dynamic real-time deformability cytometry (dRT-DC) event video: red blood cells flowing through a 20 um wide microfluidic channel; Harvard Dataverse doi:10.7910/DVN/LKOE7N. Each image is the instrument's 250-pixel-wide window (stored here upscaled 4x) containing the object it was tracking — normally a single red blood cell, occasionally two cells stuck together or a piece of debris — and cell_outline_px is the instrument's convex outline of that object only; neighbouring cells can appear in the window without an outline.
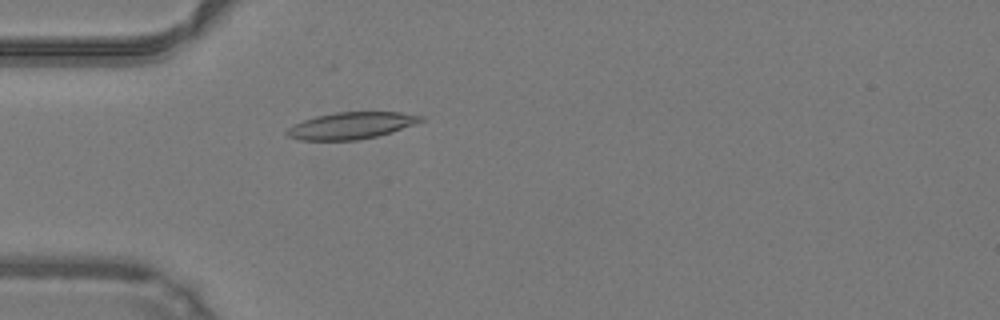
{"species": "common noctule bat (a hibernating species)", "species_latin": "Nyctalus noctula", "temperature_condition": "warm", "stored_images_in_passage": 32, "camera_frame_rate_fps": 3000, "um_per_image_px": 0.085, "animal": {"sex": "male", "body_mass_g": 19.2, "forearm_length_mm": 51.8}, "frame": {"image": 1, "passage_image": 8, "time_ms": 2.333, "image_size_px": [1000, 320], "cell_outline_px": [[424, 120], [416, 124], [392, 132], [376, 136], [356, 140], [300, 140], [288, 136], [284, 132], [292, 124], [316, 116], [336, 112], [400, 112], [424, 116]], "centroid_in_image_um": [29.85, 10.67], "position_along_channel_um": 55.1, "area_um2": 20.92}}
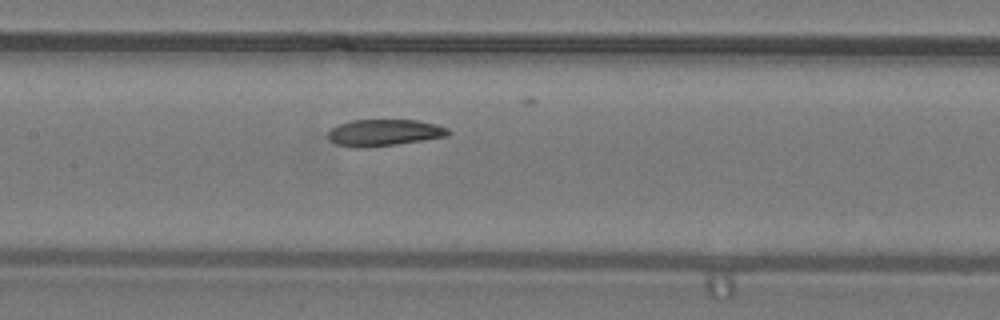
{"frame": {"image": 2, "passage_image": 17, "time_ms": 5.333, "image_size_px": [1000, 320], "cell_outline_px": [[452, 132], [448, 136], [396, 144], [368, 148], [356, 148], [336, 144], [328, 140], [328, 132], [332, 128], [340, 124], [352, 120], [416, 120], [436, 124], [448, 128]], "centroid_in_image_um": [32.65, 11.28], "position_along_channel_um": 174.7, "area_um2": 18.73}}
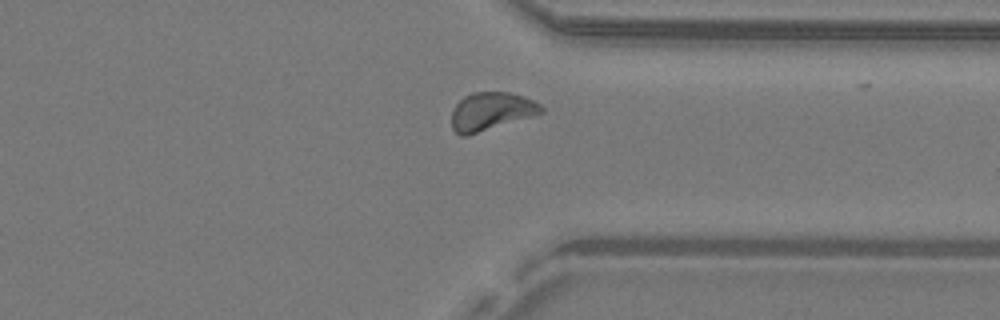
{"frame": {"image": 3, "passage_image": 31, "time_ms": 10.0, "image_size_px": [1000, 320], "cell_outline_px": [[544, 112], [468, 136], [460, 136], [452, 128], [452, 112], [456, 104], [464, 96], [472, 92], [508, 92], [524, 96], [540, 104], [544, 108]], "centroid_in_image_um": [41.73, 9.46], "position_along_channel_um": 369.7, "area_um2": 19.83}}